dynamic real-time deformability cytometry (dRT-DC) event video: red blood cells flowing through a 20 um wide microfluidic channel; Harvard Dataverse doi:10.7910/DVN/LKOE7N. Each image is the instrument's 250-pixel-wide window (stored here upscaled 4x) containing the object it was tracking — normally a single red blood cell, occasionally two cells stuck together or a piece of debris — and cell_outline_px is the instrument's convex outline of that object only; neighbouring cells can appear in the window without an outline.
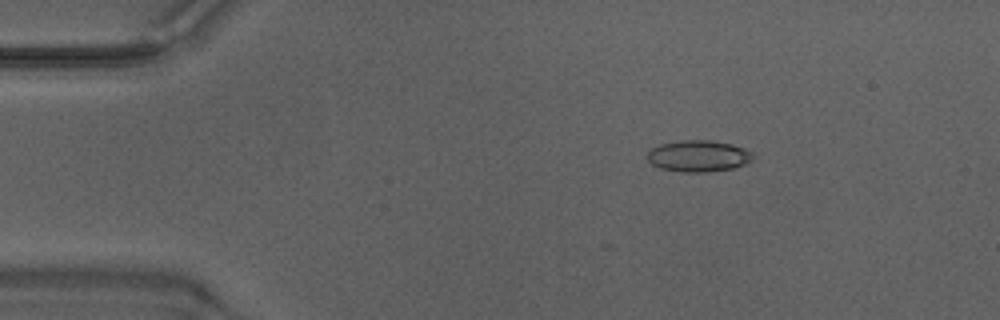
{"species": "Egyptian fruit bat (a non-hibernating species)", "species_latin": "Rousettus aegyptiacus", "temperature_condition": "warm", "stored_images_in_passage": 6, "camera_frame_rate_fps": 3000, "um_per_image_px": 0.085, "animal": {"sex": "male"}, "frame": {"image": 1, "passage_image": 3, "time_ms": 0.667, "image_size_px": [1000, 320], "cell_outline_px": [[756, 156], [752, 160], [744, 164], [732, 168], [708, 172], [680, 172], [660, 168], [652, 164], [648, 160], [648, 152], [652, 148], [660, 144], [684, 140], [712, 140], [732, 144], [744, 148]], "centroid_in_image_um": [59.38, 13.26], "position_along_channel_um": 25.6, "area_um2": 19.36}}